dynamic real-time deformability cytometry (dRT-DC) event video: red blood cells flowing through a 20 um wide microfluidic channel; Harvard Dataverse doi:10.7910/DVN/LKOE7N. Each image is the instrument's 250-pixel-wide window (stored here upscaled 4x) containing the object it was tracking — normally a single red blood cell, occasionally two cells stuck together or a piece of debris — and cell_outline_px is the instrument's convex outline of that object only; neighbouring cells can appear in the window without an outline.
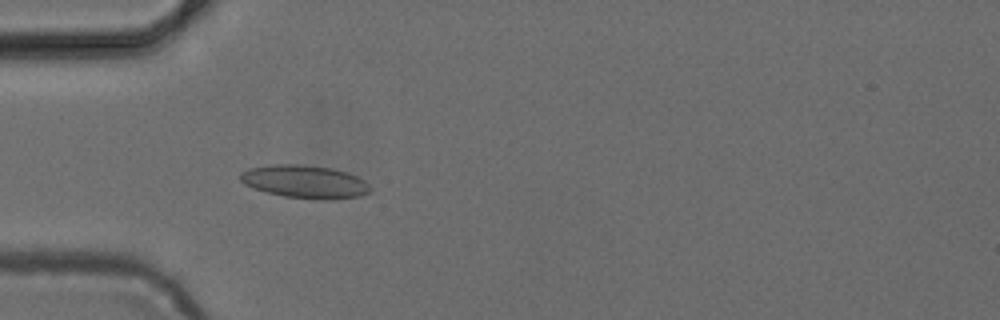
{"species": "common noctule bat (a hibernating species)", "species_latin": "Nyctalus noctula", "temperature_condition": "cold", "stored_images_in_passage": 49, "camera_frame_rate_fps": 3000, "um_per_image_px": 0.085, "animal": {"sex": "female", "body_mass_g": 24.6, "forearm_length_mm": 56.2}, "frame": {"image": 1, "passage_image": 15, "time_ms": 4.667, "image_size_px": [1000, 320], "cell_outline_px": [[372, 192], [360, 196], [324, 200], [320, 200], [284, 196], [268, 192], [244, 184], [240, 180], [240, 172], [248, 168], [272, 164], [296, 164], [332, 168], [356, 176], [364, 180], [372, 188]], "centroid_in_image_um": [25.92, 15.44], "position_along_channel_um": 59.1, "area_um2": 24.91}}
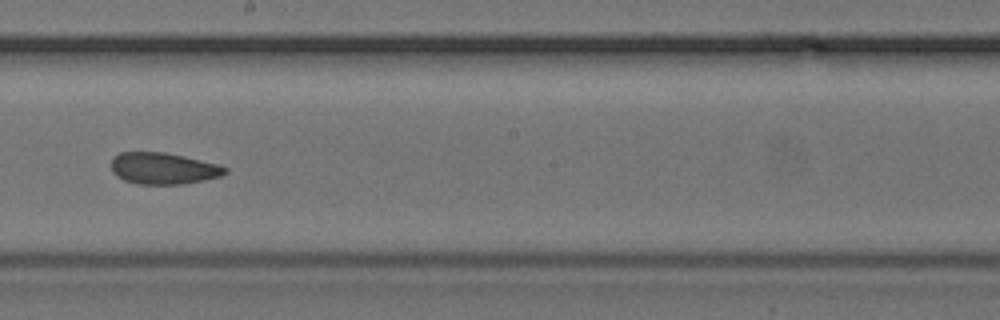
{"frame": {"image": 2, "passage_image": 28, "time_ms": 9.0, "image_size_px": [1000, 320], "cell_outline_px": [[228, 172], [220, 176], [204, 180], [184, 184], [136, 184], [124, 180], [116, 176], [112, 172], [112, 160], [120, 152], [164, 152], [184, 156], [216, 164], [228, 168]], "centroid_in_image_um": [13.87, 14.32], "position_along_channel_um": 234.3, "area_um2": 20.87}}
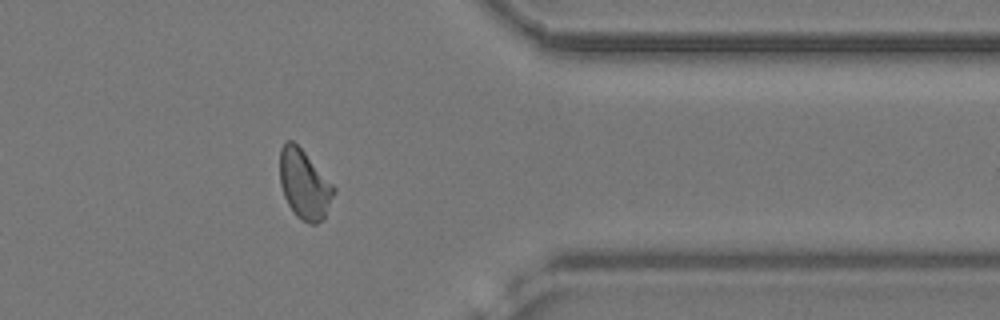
{"frame": {"image": 3, "passage_image": 40, "time_ms": 13.0, "image_size_px": [1000, 320], "cell_outline_px": [[336, 192], [324, 220], [316, 224], [312, 224], [300, 220], [296, 216], [288, 204], [284, 196], [280, 184], [280, 148], [288, 140], [292, 140], [304, 152], [336, 188]], "centroid_in_image_um": [25.88, 15.72], "position_along_channel_um": 385.5, "area_um2": 21.79}}